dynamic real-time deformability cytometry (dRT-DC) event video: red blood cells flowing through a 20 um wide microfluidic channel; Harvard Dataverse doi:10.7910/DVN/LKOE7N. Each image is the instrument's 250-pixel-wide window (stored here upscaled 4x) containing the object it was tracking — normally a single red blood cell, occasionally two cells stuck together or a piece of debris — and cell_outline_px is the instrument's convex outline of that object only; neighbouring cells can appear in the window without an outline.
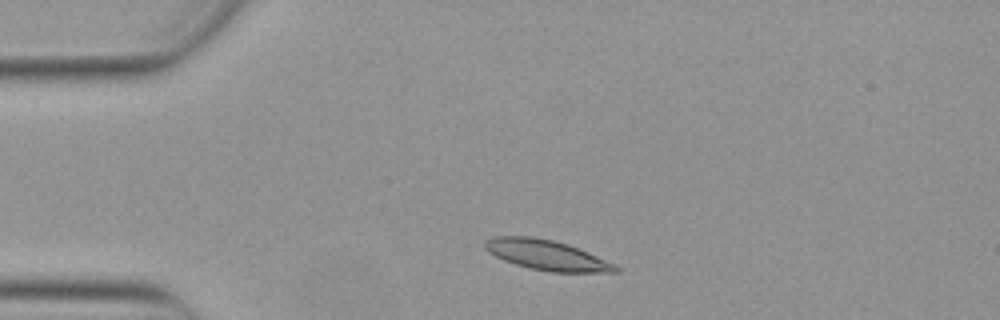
{"species": "Egyptian fruit bat (a non-hibernating species)", "species_latin": "Rousettus aegyptiacus", "temperature_condition": "warm", "stored_images_in_passage": 13, "camera_frame_rate_fps": 3000, "um_per_image_px": 0.085, "animal": {"sex": "female"}, "frame": {"image": 1, "passage_image": 5, "time_ms": 1.333, "image_size_px": [1000, 320], "cell_outline_px": [[620, 272], [552, 272], [528, 268], [504, 260], [488, 252], [484, 248], [484, 240], [496, 236], [532, 236], [552, 240], [568, 244], [588, 252], [616, 264], [620, 268]], "centroid_in_image_um": [46.47, 21.68], "position_along_channel_um": 38.5, "area_um2": 22.95}}
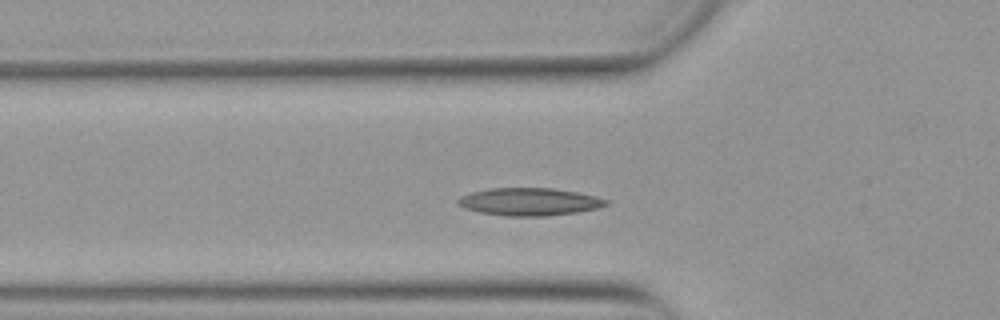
{"frame": {"image": 2, "passage_image": 11, "time_ms": 3.333, "image_size_px": [1000, 320], "cell_outline_px": [[608, 204], [600, 208], [576, 212], [548, 216], [504, 216], [480, 212], [464, 208], [456, 204], [456, 200], [460, 196], [472, 192], [488, 188], [552, 188], [576, 192], [596, 196], [608, 200]], "centroid_in_image_um": [44.98, 17.15], "position_along_channel_um": 80.8, "area_um2": 23.99}}